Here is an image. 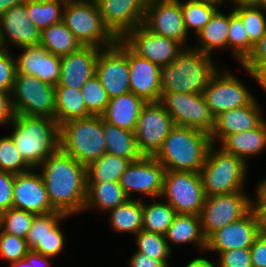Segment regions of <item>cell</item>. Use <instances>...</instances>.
<instances>
[{
	"label": "cell",
	"instance_id": "cell-51",
	"mask_svg": "<svg viewBox=\"0 0 266 267\" xmlns=\"http://www.w3.org/2000/svg\"><path fill=\"white\" fill-rule=\"evenodd\" d=\"M15 174L0 171V214L12 208Z\"/></svg>",
	"mask_w": 266,
	"mask_h": 267
},
{
	"label": "cell",
	"instance_id": "cell-30",
	"mask_svg": "<svg viewBox=\"0 0 266 267\" xmlns=\"http://www.w3.org/2000/svg\"><path fill=\"white\" fill-rule=\"evenodd\" d=\"M129 198L119 182L87 183V197L84 210L94 208L101 212L125 203Z\"/></svg>",
	"mask_w": 266,
	"mask_h": 267
},
{
	"label": "cell",
	"instance_id": "cell-17",
	"mask_svg": "<svg viewBox=\"0 0 266 267\" xmlns=\"http://www.w3.org/2000/svg\"><path fill=\"white\" fill-rule=\"evenodd\" d=\"M135 53L163 67L170 64L185 48L176 40L153 33L143 24L122 39Z\"/></svg>",
	"mask_w": 266,
	"mask_h": 267
},
{
	"label": "cell",
	"instance_id": "cell-33",
	"mask_svg": "<svg viewBox=\"0 0 266 267\" xmlns=\"http://www.w3.org/2000/svg\"><path fill=\"white\" fill-rule=\"evenodd\" d=\"M109 224L117 233H132L136 235L142 230L143 200L136 196L125 203L108 210Z\"/></svg>",
	"mask_w": 266,
	"mask_h": 267
},
{
	"label": "cell",
	"instance_id": "cell-61",
	"mask_svg": "<svg viewBox=\"0 0 266 267\" xmlns=\"http://www.w3.org/2000/svg\"><path fill=\"white\" fill-rule=\"evenodd\" d=\"M232 4V8L241 6H261V0H229Z\"/></svg>",
	"mask_w": 266,
	"mask_h": 267
},
{
	"label": "cell",
	"instance_id": "cell-19",
	"mask_svg": "<svg viewBox=\"0 0 266 267\" xmlns=\"http://www.w3.org/2000/svg\"><path fill=\"white\" fill-rule=\"evenodd\" d=\"M41 30L28 17L25 2L15 5L0 15V42L2 48L29 47L40 44Z\"/></svg>",
	"mask_w": 266,
	"mask_h": 267
},
{
	"label": "cell",
	"instance_id": "cell-1",
	"mask_svg": "<svg viewBox=\"0 0 266 267\" xmlns=\"http://www.w3.org/2000/svg\"><path fill=\"white\" fill-rule=\"evenodd\" d=\"M36 170H41L39 174L56 211L71 216L84 212L87 197L85 165L58 148Z\"/></svg>",
	"mask_w": 266,
	"mask_h": 267
},
{
	"label": "cell",
	"instance_id": "cell-47",
	"mask_svg": "<svg viewBox=\"0 0 266 267\" xmlns=\"http://www.w3.org/2000/svg\"><path fill=\"white\" fill-rule=\"evenodd\" d=\"M59 221L46 235L42 240L39 241V244L32 250L36 253H39L44 256L51 257L53 259L59 253L62 252L65 245V237Z\"/></svg>",
	"mask_w": 266,
	"mask_h": 267
},
{
	"label": "cell",
	"instance_id": "cell-52",
	"mask_svg": "<svg viewBox=\"0 0 266 267\" xmlns=\"http://www.w3.org/2000/svg\"><path fill=\"white\" fill-rule=\"evenodd\" d=\"M252 267H266V236L258 235L250 247Z\"/></svg>",
	"mask_w": 266,
	"mask_h": 267
},
{
	"label": "cell",
	"instance_id": "cell-46",
	"mask_svg": "<svg viewBox=\"0 0 266 267\" xmlns=\"http://www.w3.org/2000/svg\"><path fill=\"white\" fill-rule=\"evenodd\" d=\"M29 251L26 239L0 232V256L6 259L9 264L24 259Z\"/></svg>",
	"mask_w": 266,
	"mask_h": 267
},
{
	"label": "cell",
	"instance_id": "cell-56",
	"mask_svg": "<svg viewBox=\"0 0 266 267\" xmlns=\"http://www.w3.org/2000/svg\"><path fill=\"white\" fill-rule=\"evenodd\" d=\"M50 258L30 250L25 259L30 263L31 267H51Z\"/></svg>",
	"mask_w": 266,
	"mask_h": 267
},
{
	"label": "cell",
	"instance_id": "cell-44",
	"mask_svg": "<svg viewBox=\"0 0 266 267\" xmlns=\"http://www.w3.org/2000/svg\"><path fill=\"white\" fill-rule=\"evenodd\" d=\"M69 217L72 216L66 215L60 211L36 215L26 237L28 248L33 250L47 232H49L59 221H64Z\"/></svg>",
	"mask_w": 266,
	"mask_h": 267
},
{
	"label": "cell",
	"instance_id": "cell-45",
	"mask_svg": "<svg viewBox=\"0 0 266 267\" xmlns=\"http://www.w3.org/2000/svg\"><path fill=\"white\" fill-rule=\"evenodd\" d=\"M32 169L22 158L10 135L0 138V171L14 174Z\"/></svg>",
	"mask_w": 266,
	"mask_h": 267
},
{
	"label": "cell",
	"instance_id": "cell-22",
	"mask_svg": "<svg viewBox=\"0 0 266 267\" xmlns=\"http://www.w3.org/2000/svg\"><path fill=\"white\" fill-rule=\"evenodd\" d=\"M130 91L146 102H159L161 98L160 66L139 56L127 45Z\"/></svg>",
	"mask_w": 266,
	"mask_h": 267
},
{
	"label": "cell",
	"instance_id": "cell-48",
	"mask_svg": "<svg viewBox=\"0 0 266 267\" xmlns=\"http://www.w3.org/2000/svg\"><path fill=\"white\" fill-rule=\"evenodd\" d=\"M16 74V59L9 49H0V91L11 92Z\"/></svg>",
	"mask_w": 266,
	"mask_h": 267
},
{
	"label": "cell",
	"instance_id": "cell-57",
	"mask_svg": "<svg viewBox=\"0 0 266 267\" xmlns=\"http://www.w3.org/2000/svg\"><path fill=\"white\" fill-rule=\"evenodd\" d=\"M215 262H212V260L210 261L209 259L204 257H196L190 260V262H188L185 267H218L217 261Z\"/></svg>",
	"mask_w": 266,
	"mask_h": 267
},
{
	"label": "cell",
	"instance_id": "cell-20",
	"mask_svg": "<svg viewBox=\"0 0 266 267\" xmlns=\"http://www.w3.org/2000/svg\"><path fill=\"white\" fill-rule=\"evenodd\" d=\"M36 169L15 174L12 208L35 215L56 211L49 200L45 184Z\"/></svg>",
	"mask_w": 266,
	"mask_h": 267
},
{
	"label": "cell",
	"instance_id": "cell-21",
	"mask_svg": "<svg viewBox=\"0 0 266 267\" xmlns=\"http://www.w3.org/2000/svg\"><path fill=\"white\" fill-rule=\"evenodd\" d=\"M259 235L255 217L250 210L245 216L227 224L206 240L205 251L216 253L250 248Z\"/></svg>",
	"mask_w": 266,
	"mask_h": 267
},
{
	"label": "cell",
	"instance_id": "cell-38",
	"mask_svg": "<svg viewBox=\"0 0 266 267\" xmlns=\"http://www.w3.org/2000/svg\"><path fill=\"white\" fill-rule=\"evenodd\" d=\"M253 47L254 44L249 40L241 18L232 8L229 10L228 50L241 64L252 52Z\"/></svg>",
	"mask_w": 266,
	"mask_h": 267
},
{
	"label": "cell",
	"instance_id": "cell-28",
	"mask_svg": "<svg viewBox=\"0 0 266 267\" xmlns=\"http://www.w3.org/2000/svg\"><path fill=\"white\" fill-rule=\"evenodd\" d=\"M164 236L171 251L172 243L175 245L193 243L200 250L206 249V239L199 215L177 213Z\"/></svg>",
	"mask_w": 266,
	"mask_h": 267
},
{
	"label": "cell",
	"instance_id": "cell-59",
	"mask_svg": "<svg viewBox=\"0 0 266 267\" xmlns=\"http://www.w3.org/2000/svg\"><path fill=\"white\" fill-rule=\"evenodd\" d=\"M26 0H0V15L5 13L11 7L24 3Z\"/></svg>",
	"mask_w": 266,
	"mask_h": 267
},
{
	"label": "cell",
	"instance_id": "cell-53",
	"mask_svg": "<svg viewBox=\"0 0 266 267\" xmlns=\"http://www.w3.org/2000/svg\"><path fill=\"white\" fill-rule=\"evenodd\" d=\"M15 111L12 105L10 92L0 91V125L6 126L13 122Z\"/></svg>",
	"mask_w": 266,
	"mask_h": 267
},
{
	"label": "cell",
	"instance_id": "cell-2",
	"mask_svg": "<svg viewBox=\"0 0 266 267\" xmlns=\"http://www.w3.org/2000/svg\"><path fill=\"white\" fill-rule=\"evenodd\" d=\"M219 69L211 55L185 47L174 61L160 68L161 93L203 94Z\"/></svg>",
	"mask_w": 266,
	"mask_h": 267
},
{
	"label": "cell",
	"instance_id": "cell-55",
	"mask_svg": "<svg viewBox=\"0 0 266 267\" xmlns=\"http://www.w3.org/2000/svg\"><path fill=\"white\" fill-rule=\"evenodd\" d=\"M251 211L256 220L258 233L266 236V201H251Z\"/></svg>",
	"mask_w": 266,
	"mask_h": 267
},
{
	"label": "cell",
	"instance_id": "cell-32",
	"mask_svg": "<svg viewBox=\"0 0 266 267\" xmlns=\"http://www.w3.org/2000/svg\"><path fill=\"white\" fill-rule=\"evenodd\" d=\"M106 153L128 159L130 162L140 159L134 131L119 128L103 120Z\"/></svg>",
	"mask_w": 266,
	"mask_h": 267
},
{
	"label": "cell",
	"instance_id": "cell-15",
	"mask_svg": "<svg viewBox=\"0 0 266 267\" xmlns=\"http://www.w3.org/2000/svg\"><path fill=\"white\" fill-rule=\"evenodd\" d=\"M95 75L109 98L131 92L127 44L122 39H118L115 45L99 51Z\"/></svg>",
	"mask_w": 266,
	"mask_h": 267
},
{
	"label": "cell",
	"instance_id": "cell-54",
	"mask_svg": "<svg viewBox=\"0 0 266 267\" xmlns=\"http://www.w3.org/2000/svg\"><path fill=\"white\" fill-rule=\"evenodd\" d=\"M129 267H169L170 262L155 260L142 252L135 251L129 259Z\"/></svg>",
	"mask_w": 266,
	"mask_h": 267
},
{
	"label": "cell",
	"instance_id": "cell-26",
	"mask_svg": "<svg viewBox=\"0 0 266 267\" xmlns=\"http://www.w3.org/2000/svg\"><path fill=\"white\" fill-rule=\"evenodd\" d=\"M145 103V100L132 92L112 97L101 117L119 128L135 131L138 117Z\"/></svg>",
	"mask_w": 266,
	"mask_h": 267
},
{
	"label": "cell",
	"instance_id": "cell-3",
	"mask_svg": "<svg viewBox=\"0 0 266 267\" xmlns=\"http://www.w3.org/2000/svg\"><path fill=\"white\" fill-rule=\"evenodd\" d=\"M12 138L23 160L33 169L59 148V125L45 116L15 114Z\"/></svg>",
	"mask_w": 266,
	"mask_h": 267
},
{
	"label": "cell",
	"instance_id": "cell-4",
	"mask_svg": "<svg viewBox=\"0 0 266 267\" xmlns=\"http://www.w3.org/2000/svg\"><path fill=\"white\" fill-rule=\"evenodd\" d=\"M211 145L208 133L175 125L154 157L166 170L199 173Z\"/></svg>",
	"mask_w": 266,
	"mask_h": 267
},
{
	"label": "cell",
	"instance_id": "cell-64",
	"mask_svg": "<svg viewBox=\"0 0 266 267\" xmlns=\"http://www.w3.org/2000/svg\"><path fill=\"white\" fill-rule=\"evenodd\" d=\"M64 5L70 4V3H82V2H88L91 0H61Z\"/></svg>",
	"mask_w": 266,
	"mask_h": 267
},
{
	"label": "cell",
	"instance_id": "cell-50",
	"mask_svg": "<svg viewBox=\"0 0 266 267\" xmlns=\"http://www.w3.org/2000/svg\"><path fill=\"white\" fill-rule=\"evenodd\" d=\"M217 257L218 267H252L250 248L220 252Z\"/></svg>",
	"mask_w": 266,
	"mask_h": 267
},
{
	"label": "cell",
	"instance_id": "cell-31",
	"mask_svg": "<svg viewBox=\"0 0 266 267\" xmlns=\"http://www.w3.org/2000/svg\"><path fill=\"white\" fill-rule=\"evenodd\" d=\"M55 120L58 125L68 120L90 117L81 89L67 86H54Z\"/></svg>",
	"mask_w": 266,
	"mask_h": 267
},
{
	"label": "cell",
	"instance_id": "cell-63",
	"mask_svg": "<svg viewBox=\"0 0 266 267\" xmlns=\"http://www.w3.org/2000/svg\"><path fill=\"white\" fill-rule=\"evenodd\" d=\"M193 1H201V2H205V3L213 4L217 7H219V5H222L223 2L226 0H193Z\"/></svg>",
	"mask_w": 266,
	"mask_h": 267
},
{
	"label": "cell",
	"instance_id": "cell-9",
	"mask_svg": "<svg viewBox=\"0 0 266 267\" xmlns=\"http://www.w3.org/2000/svg\"><path fill=\"white\" fill-rule=\"evenodd\" d=\"M160 198H165L163 201L170 204L176 213L199 215L206 199L200 174L166 170Z\"/></svg>",
	"mask_w": 266,
	"mask_h": 267
},
{
	"label": "cell",
	"instance_id": "cell-23",
	"mask_svg": "<svg viewBox=\"0 0 266 267\" xmlns=\"http://www.w3.org/2000/svg\"><path fill=\"white\" fill-rule=\"evenodd\" d=\"M16 59V73L33 75L39 80L56 86L60 79L61 57L48 52L40 45L21 47Z\"/></svg>",
	"mask_w": 266,
	"mask_h": 267
},
{
	"label": "cell",
	"instance_id": "cell-24",
	"mask_svg": "<svg viewBox=\"0 0 266 267\" xmlns=\"http://www.w3.org/2000/svg\"><path fill=\"white\" fill-rule=\"evenodd\" d=\"M101 48L82 46L78 50L61 56L60 79L56 86L81 89L95 75L97 56Z\"/></svg>",
	"mask_w": 266,
	"mask_h": 267
},
{
	"label": "cell",
	"instance_id": "cell-41",
	"mask_svg": "<svg viewBox=\"0 0 266 267\" xmlns=\"http://www.w3.org/2000/svg\"><path fill=\"white\" fill-rule=\"evenodd\" d=\"M233 10L241 18L249 40L256 44L266 32V9L261 6H241Z\"/></svg>",
	"mask_w": 266,
	"mask_h": 267
},
{
	"label": "cell",
	"instance_id": "cell-6",
	"mask_svg": "<svg viewBox=\"0 0 266 267\" xmlns=\"http://www.w3.org/2000/svg\"><path fill=\"white\" fill-rule=\"evenodd\" d=\"M212 144L199 174L206 197L245 191L248 163Z\"/></svg>",
	"mask_w": 266,
	"mask_h": 267
},
{
	"label": "cell",
	"instance_id": "cell-37",
	"mask_svg": "<svg viewBox=\"0 0 266 267\" xmlns=\"http://www.w3.org/2000/svg\"><path fill=\"white\" fill-rule=\"evenodd\" d=\"M174 208L165 202L156 201L148 203L143 201L142 229L152 233L165 235L176 216Z\"/></svg>",
	"mask_w": 266,
	"mask_h": 267
},
{
	"label": "cell",
	"instance_id": "cell-18",
	"mask_svg": "<svg viewBox=\"0 0 266 267\" xmlns=\"http://www.w3.org/2000/svg\"><path fill=\"white\" fill-rule=\"evenodd\" d=\"M101 17L117 39L143 23L149 0H94Z\"/></svg>",
	"mask_w": 266,
	"mask_h": 267
},
{
	"label": "cell",
	"instance_id": "cell-29",
	"mask_svg": "<svg viewBox=\"0 0 266 267\" xmlns=\"http://www.w3.org/2000/svg\"><path fill=\"white\" fill-rule=\"evenodd\" d=\"M228 30L229 13L217 10L210 21L196 34L198 45L192 47L211 56L217 51L214 49H228Z\"/></svg>",
	"mask_w": 266,
	"mask_h": 267
},
{
	"label": "cell",
	"instance_id": "cell-13",
	"mask_svg": "<svg viewBox=\"0 0 266 267\" xmlns=\"http://www.w3.org/2000/svg\"><path fill=\"white\" fill-rule=\"evenodd\" d=\"M174 126L172 116L160 102H146L134 131L139 151L154 156Z\"/></svg>",
	"mask_w": 266,
	"mask_h": 267
},
{
	"label": "cell",
	"instance_id": "cell-42",
	"mask_svg": "<svg viewBox=\"0 0 266 267\" xmlns=\"http://www.w3.org/2000/svg\"><path fill=\"white\" fill-rule=\"evenodd\" d=\"M35 216L24 210L10 208L0 214V231L26 239Z\"/></svg>",
	"mask_w": 266,
	"mask_h": 267
},
{
	"label": "cell",
	"instance_id": "cell-7",
	"mask_svg": "<svg viewBox=\"0 0 266 267\" xmlns=\"http://www.w3.org/2000/svg\"><path fill=\"white\" fill-rule=\"evenodd\" d=\"M63 22L82 46L103 49L115 45L118 40L105 25L94 0L66 4Z\"/></svg>",
	"mask_w": 266,
	"mask_h": 267
},
{
	"label": "cell",
	"instance_id": "cell-65",
	"mask_svg": "<svg viewBox=\"0 0 266 267\" xmlns=\"http://www.w3.org/2000/svg\"><path fill=\"white\" fill-rule=\"evenodd\" d=\"M261 7L266 9V0H261Z\"/></svg>",
	"mask_w": 266,
	"mask_h": 267
},
{
	"label": "cell",
	"instance_id": "cell-36",
	"mask_svg": "<svg viewBox=\"0 0 266 267\" xmlns=\"http://www.w3.org/2000/svg\"><path fill=\"white\" fill-rule=\"evenodd\" d=\"M25 5L28 17L41 31L63 21L65 5L61 0H26Z\"/></svg>",
	"mask_w": 266,
	"mask_h": 267
},
{
	"label": "cell",
	"instance_id": "cell-58",
	"mask_svg": "<svg viewBox=\"0 0 266 267\" xmlns=\"http://www.w3.org/2000/svg\"><path fill=\"white\" fill-rule=\"evenodd\" d=\"M255 190V198H251V201H266V177L257 184Z\"/></svg>",
	"mask_w": 266,
	"mask_h": 267
},
{
	"label": "cell",
	"instance_id": "cell-10",
	"mask_svg": "<svg viewBox=\"0 0 266 267\" xmlns=\"http://www.w3.org/2000/svg\"><path fill=\"white\" fill-rule=\"evenodd\" d=\"M251 198L245 191L206 197L199 214L205 239L245 216L251 210Z\"/></svg>",
	"mask_w": 266,
	"mask_h": 267
},
{
	"label": "cell",
	"instance_id": "cell-25",
	"mask_svg": "<svg viewBox=\"0 0 266 267\" xmlns=\"http://www.w3.org/2000/svg\"><path fill=\"white\" fill-rule=\"evenodd\" d=\"M258 103L259 101L255 100L250 105L234 108L214 117V126L209 134L211 143L217 145L216 142H220L227 135L258 127L264 121Z\"/></svg>",
	"mask_w": 266,
	"mask_h": 267
},
{
	"label": "cell",
	"instance_id": "cell-8",
	"mask_svg": "<svg viewBox=\"0 0 266 267\" xmlns=\"http://www.w3.org/2000/svg\"><path fill=\"white\" fill-rule=\"evenodd\" d=\"M10 96L15 114L55 119L54 86L36 76L16 73Z\"/></svg>",
	"mask_w": 266,
	"mask_h": 267
},
{
	"label": "cell",
	"instance_id": "cell-40",
	"mask_svg": "<svg viewBox=\"0 0 266 267\" xmlns=\"http://www.w3.org/2000/svg\"><path fill=\"white\" fill-rule=\"evenodd\" d=\"M135 243L137 252H142L148 257L161 262H169L168 259L172 251L164 235L142 229L135 235Z\"/></svg>",
	"mask_w": 266,
	"mask_h": 267
},
{
	"label": "cell",
	"instance_id": "cell-49",
	"mask_svg": "<svg viewBox=\"0 0 266 267\" xmlns=\"http://www.w3.org/2000/svg\"><path fill=\"white\" fill-rule=\"evenodd\" d=\"M241 66L254 76L266 67V32L260 40L254 44L252 52L241 63Z\"/></svg>",
	"mask_w": 266,
	"mask_h": 267
},
{
	"label": "cell",
	"instance_id": "cell-35",
	"mask_svg": "<svg viewBox=\"0 0 266 267\" xmlns=\"http://www.w3.org/2000/svg\"><path fill=\"white\" fill-rule=\"evenodd\" d=\"M130 161L105 153L86 167L87 183L118 182Z\"/></svg>",
	"mask_w": 266,
	"mask_h": 267
},
{
	"label": "cell",
	"instance_id": "cell-14",
	"mask_svg": "<svg viewBox=\"0 0 266 267\" xmlns=\"http://www.w3.org/2000/svg\"><path fill=\"white\" fill-rule=\"evenodd\" d=\"M165 167L154 156H142L129 163L119 183L129 199L132 193L160 198L163 192Z\"/></svg>",
	"mask_w": 266,
	"mask_h": 267
},
{
	"label": "cell",
	"instance_id": "cell-27",
	"mask_svg": "<svg viewBox=\"0 0 266 267\" xmlns=\"http://www.w3.org/2000/svg\"><path fill=\"white\" fill-rule=\"evenodd\" d=\"M220 143L219 147L224 152L248 162V157H256L255 155H260L266 150V121L256 128L227 135Z\"/></svg>",
	"mask_w": 266,
	"mask_h": 267
},
{
	"label": "cell",
	"instance_id": "cell-60",
	"mask_svg": "<svg viewBox=\"0 0 266 267\" xmlns=\"http://www.w3.org/2000/svg\"><path fill=\"white\" fill-rule=\"evenodd\" d=\"M254 80L260 85V87L266 92V67H264L256 76L246 71Z\"/></svg>",
	"mask_w": 266,
	"mask_h": 267
},
{
	"label": "cell",
	"instance_id": "cell-11",
	"mask_svg": "<svg viewBox=\"0 0 266 267\" xmlns=\"http://www.w3.org/2000/svg\"><path fill=\"white\" fill-rule=\"evenodd\" d=\"M159 102L172 116L175 125L211 133L214 126V116L203 94L161 93Z\"/></svg>",
	"mask_w": 266,
	"mask_h": 267
},
{
	"label": "cell",
	"instance_id": "cell-16",
	"mask_svg": "<svg viewBox=\"0 0 266 267\" xmlns=\"http://www.w3.org/2000/svg\"><path fill=\"white\" fill-rule=\"evenodd\" d=\"M158 35L178 41L184 47L190 37L184 25L181 0H149L142 23Z\"/></svg>",
	"mask_w": 266,
	"mask_h": 267
},
{
	"label": "cell",
	"instance_id": "cell-43",
	"mask_svg": "<svg viewBox=\"0 0 266 267\" xmlns=\"http://www.w3.org/2000/svg\"><path fill=\"white\" fill-rule=\"evenodd\" d=\"M81 92L91 115H101L105 111L110 98L96 75L82 86Z\"/></svg>",
	"mask_w": 266,
	"mask_h": 267
},
{
	"label": "cell",
	"instance_id": "cell-5",
	"mask_svg": "<svg viewBox=\"0 0 266 267\" xmlns=\"http://www.w3.org/2000/svg\"><path fill=\"white\" fill-rule=\"evenodd\" d=\"M101 115L59 125V148L86 167L106 153Z\"/></svg>",
	"mask_w": 266,
	"mask_h": 267
},
{
	"label": "cell",
	"instance_id": "cell-39",
	"mask_svg": "<svg viewBox=\"0 0 266 267\" xmlns=\"http://www.w3.org/2000/svg\"><path fill=\"white\" fill-rule=\"evenodd\" d=\"M219 7L193 0H181V10L185 28L189 31L194 30L195 35L210 21Z\"/></svg>",
	"mask_w": 266,
	"mask_h": 267
},
{
	"label": "cell",
	"instance_id": "cell-12",
	"mask_svg": "<svg viewBox=\"0 0 266 267\" xmlns=\"http://www.w3.org/2000/svg\"><path fill=\"white\" fill-rule=\"evenodd\" d=\"M203 96L214 117L238 107L252 104L256 98L230 70L219 69L211 78Z\"/></svg>",
	"mask_w": 266,
	"mask_h": 267
},
{
	"label": "cell",
	"instance_id": "cell-62",
	"mask_svg": "<svg viewBox=\"0 0 266 267\" xmlns=\"http://www.w3.org/2000/svg\"><path fill=\"white\" fill-rule=\"evenodd\" d=\"M10 267H31L30 263L24 258L17 262H14L10 265Z\"/></svg>",
	"mask_w": 266,
	"mask_h": 267
},
{
	"label": "cell",
	"instance_id": "cell-34",
	"mask_svg": "<svg viewBox=\"0 0 266 267\" xmlns=\"http://www.w3.org/2000/svg\"><path fill=\"white\" fill-rule=\"evenodd\" d=\"M39 45L48 52L60 57L68 55L82 47V44L66 27L63 21L43 29L41 31Z\"/></svg>",
	"mask_w": 266,
	"mask_h": 267
}]
</instances>
